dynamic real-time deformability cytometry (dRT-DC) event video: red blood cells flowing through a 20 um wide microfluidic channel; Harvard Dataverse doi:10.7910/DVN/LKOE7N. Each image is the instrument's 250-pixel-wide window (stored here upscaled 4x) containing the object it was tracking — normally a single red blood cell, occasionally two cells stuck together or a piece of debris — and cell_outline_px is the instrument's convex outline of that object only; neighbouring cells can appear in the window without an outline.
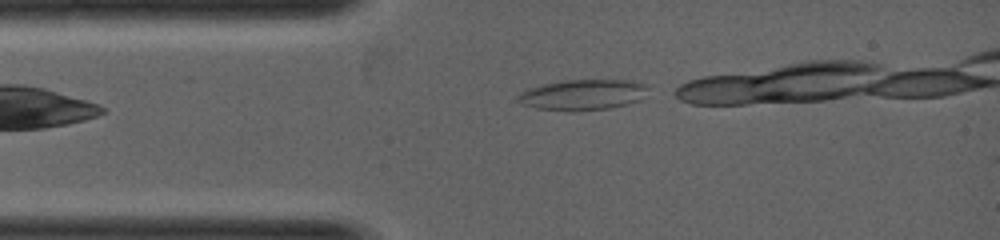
{"species": "common noctule bat (a hibernating species)", "species_latin": "Nyctalus noctula", "temperature_condition": "warm", "stored_images_in_passage": 4, "camera_frame_rate_fps": 5000, "um_per_image_px": 0.085, "animal": {"sex": "female", "body_mass_g": 19.0, "forearm_length_mm": 53.3}, "frame": {"image": 1, "passage_image": 1, "time_ms": 0.0, "image_size_px": [1000, 240], "cell_outline_px": [[648, 88], [640, 100], [628, 104], [608, 108], [572, 112], [536, 108], [520, 104], [516, 100], [516, 96], [520, 92], [544, 84], [564, 80], [628, 80], [644, 84]], "centroid_in_image_um": [49.5, 8.07], "position_along_channel_um": 35.5, "area_um2": 23.24}}